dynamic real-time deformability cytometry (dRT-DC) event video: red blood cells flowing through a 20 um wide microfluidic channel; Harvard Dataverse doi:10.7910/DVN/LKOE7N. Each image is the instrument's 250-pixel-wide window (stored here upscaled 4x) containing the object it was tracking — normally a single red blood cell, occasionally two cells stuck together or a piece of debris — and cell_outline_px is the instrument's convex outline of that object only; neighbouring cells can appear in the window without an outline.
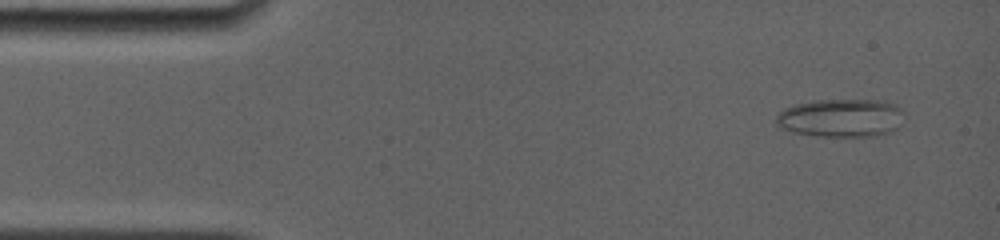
{"species": "common noctule bat (a hibernating species)", "species_latin": "Nyctalus noctula", "temperature_condition": "room temperature", "stored_images_in_passage": 7, "camera_frame_rate_fps": 4000, "um_per_image_px": 0.085, "animal": {"sex": "female", "body_mass_g": 19.0, "forearm_length_mm": 56.7}, "frame": {"image": 1, "passage_image": 1, "time_ms": 0.0, "image_size_px": [1000, 240], "cell_outline_px": [[904, 112], [896, 128], [892, 132], [872, 136], [820, 136], [796, 132], [784, 128], [776, 124], [776, 116], [784, 108], [796, 104], [816, 100], [880, 100], [896, 104]], "centroid_in_image_um": [71.5, 10.01], "position_along_channel_um": 13.5, "area_um2": 28.26}}
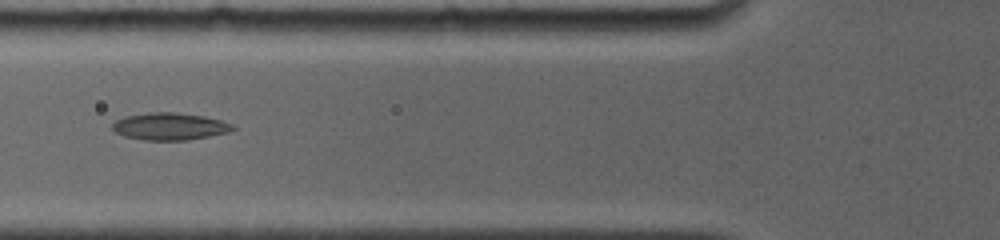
{"frame": {"image": 2, "passage_image": 6, "time_ms": 5.0, "image_size_px": [1000, 240], "cell_outline_px": [[236, 128], [228, 132], [208, 136], [184, 140], [144, 140], [124, 136], [116, 132], [112, 128], [112, 124], [116, 120], [124, 116], [148, 112], [172, 112], [204, 116], [220, 120], [232, 124]], "centroid_in_image_um": [14.4, 10.74], "position_along_channel_um": 111.4, "area_um2": 18.96}}
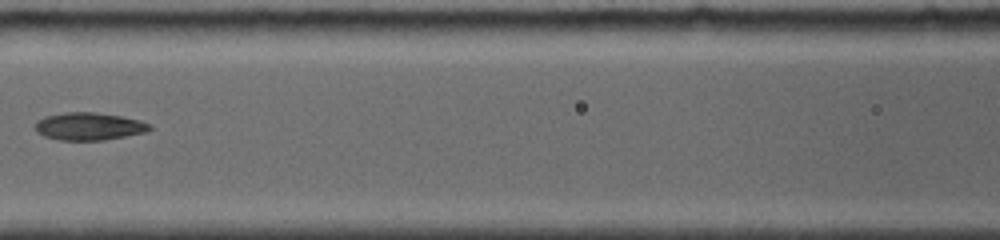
{"frame": {"image": 3, "passage_image": 7, "time_ms": 6.25, "image_size_px": [1000, 240], "cell_outline_px": [[152, 128], [148, 132], [104, 140], [60, 140], [44, 136], [36, 132], [36, 120], [44, 116], [64, 112], [96, 112], [120, 116], [140, 120], [152, 124]], "centroid_in_image_um": [7.58, 10.73], "position_along_channel_um": 159.0, "area_um2": 18.61}}